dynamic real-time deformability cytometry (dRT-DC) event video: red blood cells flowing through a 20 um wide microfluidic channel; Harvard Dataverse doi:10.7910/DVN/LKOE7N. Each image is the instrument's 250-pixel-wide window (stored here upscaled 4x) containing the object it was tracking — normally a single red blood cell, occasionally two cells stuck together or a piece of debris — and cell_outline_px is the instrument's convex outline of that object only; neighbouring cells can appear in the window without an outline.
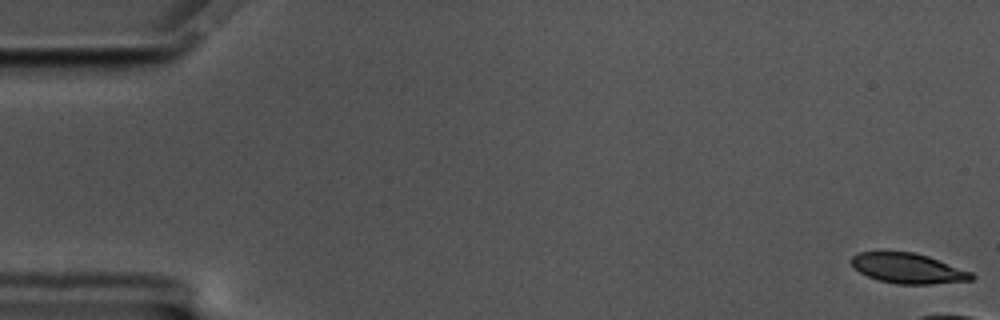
{"species": "common noctule bat (a hibernating species)", "species_latin": "Nyctalus noctula", "temperature_condition": "cold", "stored_images_in_passage": 10, "camera_frame_rate_fps": 3000, "um_per_image_px": 0.085, "animal": {"sex": "male", "body_mass_g": 17.5, "forearm_length_mm": 52.3}, "frame": {"image": 1, "passage_image": 1, "time_ms": 0.0, "image_size_px": [1000, 320], "cell_outline_px": [[976, 276], [972, 280], [932, 284], [896, 284], [880, 280], [868, 276], [860, 272], [848, 260], [852, 256], [860, 252], [912, 252], [928, 256], [972, 272]], "centroid_in_image_um": [77.2, 22.81], "position_along_channel_um": 7.8, "area_um2": 20.98}}